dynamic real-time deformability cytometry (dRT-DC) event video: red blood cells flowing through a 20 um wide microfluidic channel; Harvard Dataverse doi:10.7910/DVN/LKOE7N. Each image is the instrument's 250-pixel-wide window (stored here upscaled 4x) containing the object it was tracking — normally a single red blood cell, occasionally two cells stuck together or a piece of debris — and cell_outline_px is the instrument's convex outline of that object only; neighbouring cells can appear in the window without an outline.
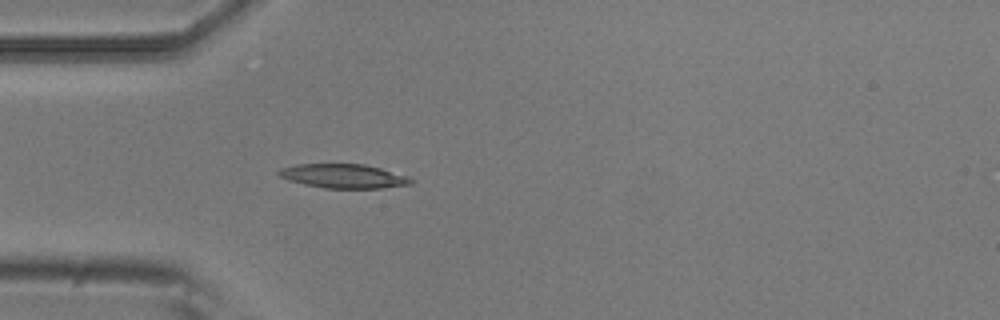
{"species": "common noctule bat (a hibernating species)", "species_latin": "Nyctalus noctula", "temperature_condition": "room temperature", "stored_images_in_passage": 4, "camera_frame_rate_fps": 3000, "um_per_image_px": 0.085, "animal": {"sex": "male", "body_mass_g": 20.5, "forearm_length_mm": 52.5}, "frame": {"image": 1, "passage_image": 4, "time_ms": 1.0, "image_size_px": [1000, 320], "cell_outline_px": [[412, 184], [384, 188], [324, 188], [304, 184], [288, 180], [280, 176], [276, 172], [280, 168], [296, 164], [364, 164], [380, 168], [408, 176], [412, 180]], "centroid_in_image_um": [29.18, 14.97], "position_along_channel_um": 55.8, "area_um2": 18.55}}